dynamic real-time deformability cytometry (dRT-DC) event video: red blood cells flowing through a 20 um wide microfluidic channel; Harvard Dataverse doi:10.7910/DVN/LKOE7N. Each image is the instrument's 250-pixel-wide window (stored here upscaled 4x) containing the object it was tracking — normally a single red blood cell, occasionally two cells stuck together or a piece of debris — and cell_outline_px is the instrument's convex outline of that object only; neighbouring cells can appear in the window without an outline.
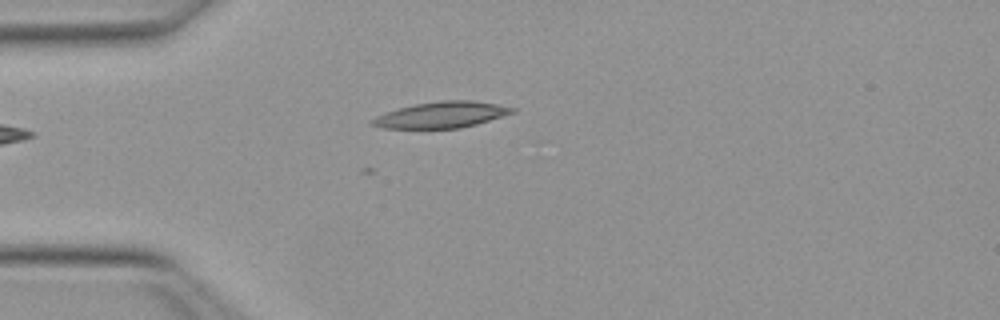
{"species": "Egyptian fruit bat (a non-hibernating species)", "species_latin": "Rousettus aegyptiacus", "temperature_condition": "warm", "stored_images_in_passage": 2, "camera_frame_rate_fps": 3000, "um_per_image_px": 0.085, "animal": {"sex": "female"}, "frame": {"image": 1, "passage_image": 2, "time_ms": 0.333, "image_size_px": [1000, 320], "cell_outline_px": [[516, 112], [476, 124], [460, 128], [384, 128], [372, 124], [368, 120], [376, 116], [400, 108], [416, 104], [440, 100], [472, 100], [496, 104], [516, 108]], "centroid_in_image_um": [37.55, 9.75], "position_along_channel_um": 47.4, "area_um2": 21.1}}